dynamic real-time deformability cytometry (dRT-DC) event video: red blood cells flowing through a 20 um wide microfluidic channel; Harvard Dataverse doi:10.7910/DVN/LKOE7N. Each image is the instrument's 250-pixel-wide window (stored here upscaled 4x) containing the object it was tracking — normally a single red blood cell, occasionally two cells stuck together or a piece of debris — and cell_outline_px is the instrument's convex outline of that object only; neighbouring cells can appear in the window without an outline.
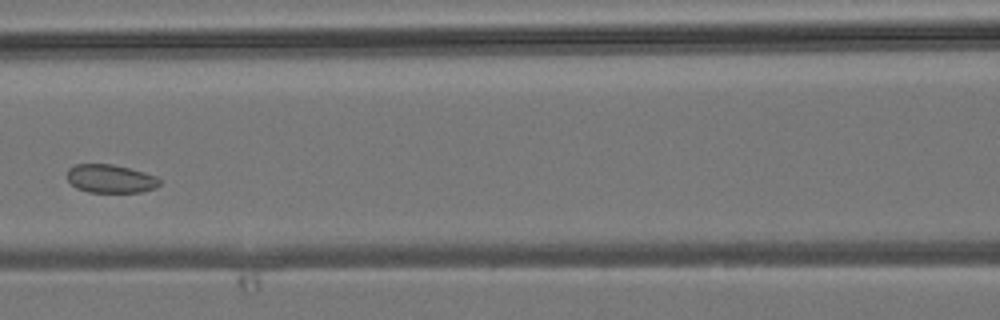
{"species": "common noctule bat (a hibernating species)", "species_latin": "Nyctalus noctula", "temperature_condition": "room temperature", "stored_images_in_passage": 5, "camera_frame_rate_fps": 3000, "um_per_image_px": 0.085, "animal": {"sex": "male", "body_mass_g": 19.2, "forearm_length_mm": 51.8}, "frame": {"image": 1, "passage_image": 5, "time_ms": 4.667, "image_size_px": [1000, 320], "cell_outline_px": [[160, 184], [156, 188], [140, 192], [88, 192], [76, 188], [68, 180], [68, 168], [76, 164], [112, 164], [144, 172], [156, 176], [160, 180]], "centroid_in_image_um": [9.4, 15.19], "position_along_channel_um": 157.2, "area_um2": 15.26}}